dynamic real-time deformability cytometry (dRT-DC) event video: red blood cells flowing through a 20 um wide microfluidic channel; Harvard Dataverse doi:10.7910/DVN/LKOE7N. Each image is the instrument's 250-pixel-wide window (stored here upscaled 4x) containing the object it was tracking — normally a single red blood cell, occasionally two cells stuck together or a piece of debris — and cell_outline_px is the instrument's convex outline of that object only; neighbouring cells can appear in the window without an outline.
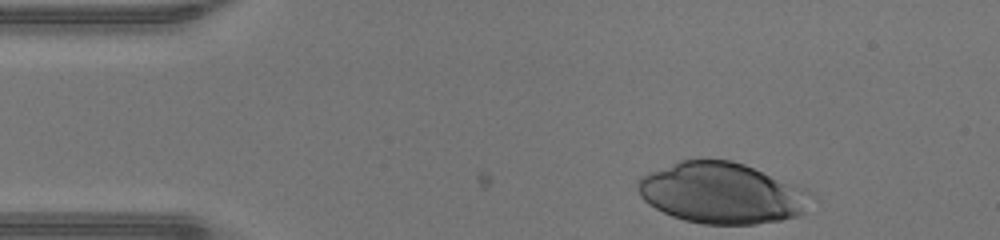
{"species": "human", "species_latin": "Homo sapiens", "temperature_condition": "warm", "stored_images_in_passage": 32, "camera_frame_rate_fps": 3000, "um_per_image_px": 0.085, "donor": {"sex": "male"}, "frame": {"image": 1, "passage_image": 1, "time_ms": 0.0, "image_size_px": [1000, 240], "cell_outline_px": [[808, 192], [804, 212], [800, 216], [780, 220], [756, 224], [700, 224], [684, 220], [672, 216], [648, 204], [640, 196], [636, 188], [636, 184], [644, 176], [652, 172], [680, 160], [732, 160], [744, 164], [804, 188]], "centroid_in_image_um": [61.31, 16.43], "position_along_channel_um": 23.7, "area_um2": 60.75}}